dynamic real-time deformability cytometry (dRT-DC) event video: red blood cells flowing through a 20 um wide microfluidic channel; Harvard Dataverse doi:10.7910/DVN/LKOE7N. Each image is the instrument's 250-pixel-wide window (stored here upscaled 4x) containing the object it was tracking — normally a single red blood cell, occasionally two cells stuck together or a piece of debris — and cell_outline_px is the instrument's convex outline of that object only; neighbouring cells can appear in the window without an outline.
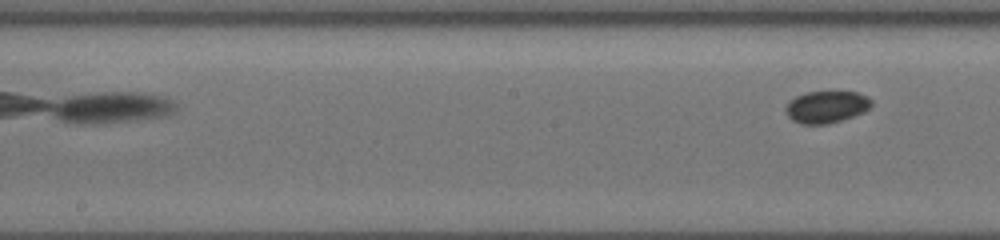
{"species": "common noctule bat (a hibernating species)", "species_latin": "Nyctalus noctula", "temperature_condition": "cold", "stored_images_in_passage": 16, "segment_of_instrument_passage": [2, 2], "camera_frame_rate_fps": 3000, "um_per_image_px": 0.085, "animal": {"sex": "female", "body_mass_g": 19.5, "forearm_length_mm": 54.1}, "frame": {"image": 1, "passage_image": 16, "time_ms": 6.333, "image_size_px": [1000, 240], "cell_outline_px": [[872, 104], [864, 112], [828, 124], [800, 124], [792, 120], [784, 112], [784, 108], [796, 96], [808, 92], [856, 92], [868, 96], [872, 100]], "centroid_in_image_um": [70.24, 9.09], "position_along_channel_um": 178.0, "area_um2": 15.9}}